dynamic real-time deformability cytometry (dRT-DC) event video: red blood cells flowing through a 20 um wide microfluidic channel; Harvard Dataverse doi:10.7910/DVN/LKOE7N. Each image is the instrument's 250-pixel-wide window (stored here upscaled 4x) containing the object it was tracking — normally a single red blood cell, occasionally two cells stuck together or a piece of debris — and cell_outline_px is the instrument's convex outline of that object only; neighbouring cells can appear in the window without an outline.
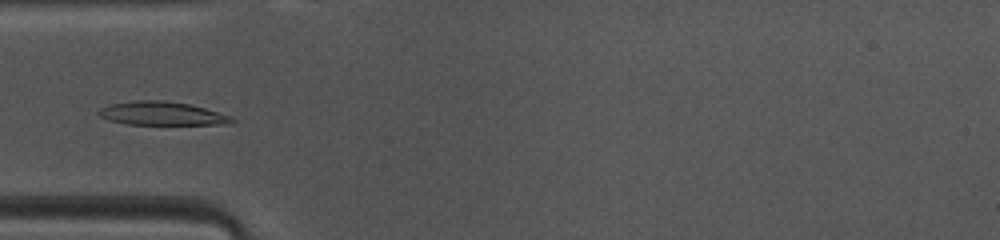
{"species": "common noctule bat (a hibernating species)", "species_latin": "Nyctalus noctula", "temperature_condition": "warm", "stored_images_in_passage": 40, "camera_frame_rate_fps": 3000, "um_per_image_px": 0.085, "animal": {"sex": "female", "body_mass_g": 10.0, "forearm_length_mm": 53.1}, "frame": {"image": 1, "passage_image": 6, "time_ms": 1.667, "image_size_px": [1000, 240], "cell_outline_px": [[236, 120], [232, 124], [128, 124], [108, 120], [100, 116], [96, 112], [100, 108], [108, 104], [136, 100], [164, 100], [188, 104], [204, 108], [232, 116]], "centroid_in_image_um": [13.74, 9.64], "position_along_channel_um": 71.3, "area_um2": 18.26}}
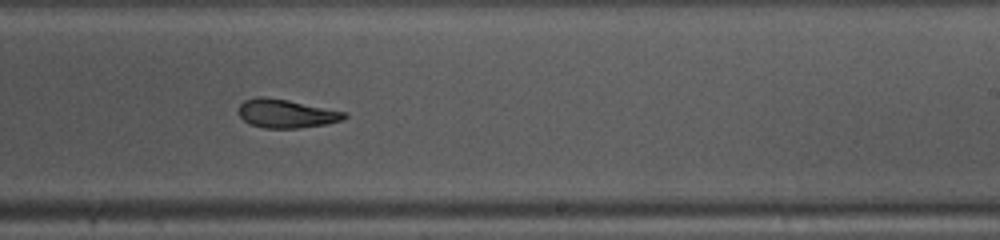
{"frame": {"image": 2, "passage_image": 20, "time_ms": 6.333, "image_size_px": [1000, 240], "cell_outline_px": [[348, 116], [344, 120], [324, 124], [300, 128], [264, 128], [248, 124], [240, 116], [240, 104], [244, 100], [260, 96], [264, 96], [288, 100], [344, 112]], "centroid_in_image_um": [24.31, 9.66], "position_along_channel_um": 264.7, "area_um2": 17.46}}
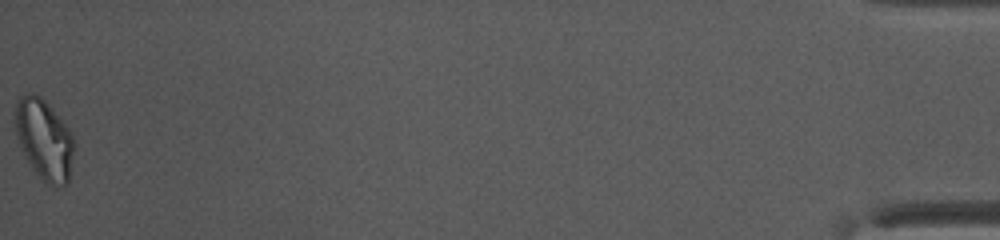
{"frame": {"image": 3, "passage_image": 40, "time_ms": 13.0, "image_size_px": [1000, 240], "cell_outline_px": [[76, 144], [68, 184], [56, 188], [48, 184], [36, 172], [20, 148], [16, 136], [16, 100], [20, 96], [28, 92], [32, 92], [40, 96], [52, 108], [72, 132]], "centroid_in_image_um": [3.79, 11.86], "position_along_channel_um": 431.4, "area_um2": 27.86}, "authors_computed_cell_mechanics": {"area_um2": 18.0914, "velocity_mm_per_s": 4.1187, "shape_relaxation_time_tau1_ms": 9.8038, "shape_relaxation_time_tau2_ms": null, "deformation_change_tau1": 0.2902, "deformation_change_tau2": null}}